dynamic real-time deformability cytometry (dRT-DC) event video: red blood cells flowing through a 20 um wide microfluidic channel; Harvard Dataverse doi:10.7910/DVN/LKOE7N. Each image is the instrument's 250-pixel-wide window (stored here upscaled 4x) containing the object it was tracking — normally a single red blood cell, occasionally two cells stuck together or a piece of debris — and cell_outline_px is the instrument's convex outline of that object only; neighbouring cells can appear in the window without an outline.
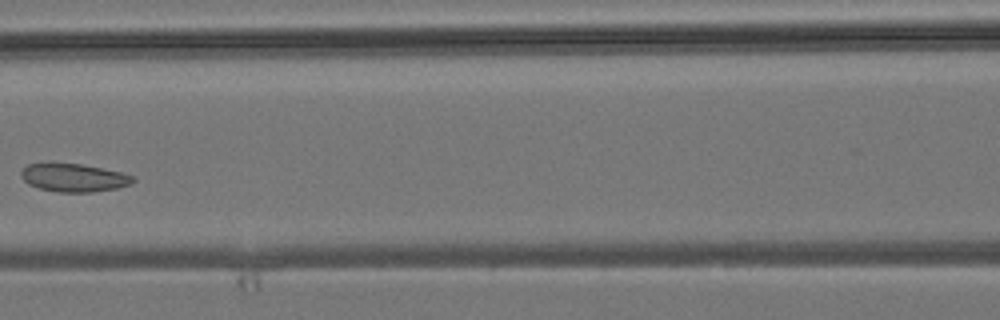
{"species": "common noctule bat (a hibernating species)", "species_latin": "Nyctalus noctula", "temperature_condition": "room temperature", "stored_images_in_passage": 5, "camera_frame_rate_fps": 3000, "um_per_image_px": 0.085, "animal": {"sex": "male", "body_mass_g": 19.2, "forearm_length_mm": 51.8}, "frame": {"image": 1, "passage_image": 5, "time_ms": 4.667, "image_size_px": [1000, 320], "cell_outline_px": [[136, 180], [132, 184], [116, 188], [92, 192], [56, 192], [40, 188], [28, 184], [20, 176], [20, 172], [28, 164], [84, 164], [124, 172], [136, 176]], "centroid_in_image_um": [6.35, 15.11], "position_along_channel_um": 160.3, "area_um2": 18.44}}